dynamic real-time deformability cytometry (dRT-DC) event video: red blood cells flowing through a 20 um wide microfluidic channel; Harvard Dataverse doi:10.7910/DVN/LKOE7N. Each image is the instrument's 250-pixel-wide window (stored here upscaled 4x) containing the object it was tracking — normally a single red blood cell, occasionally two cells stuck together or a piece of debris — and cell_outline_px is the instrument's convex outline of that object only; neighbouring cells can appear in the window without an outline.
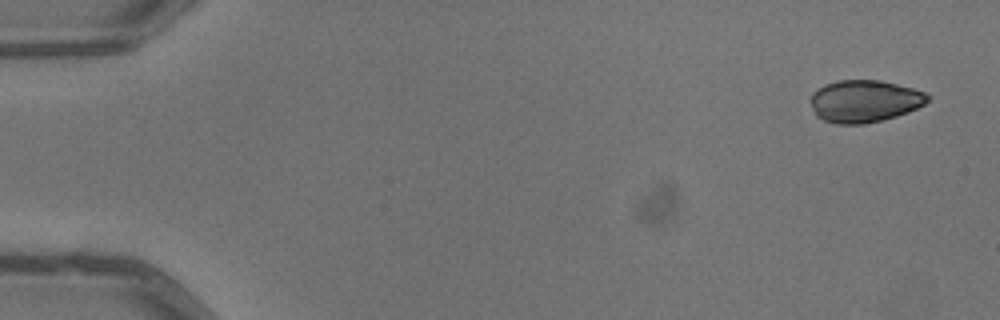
{"species": "common noctule bat (a hibernating species)", "species_latin": "Nyctalus noctula", "temperature_condition": "warm", "stored_images_in_passage": 4, "camera_frame_rate_fps": 3000, "um_per_image_px": 0.085, "animal": {"sex": "male", "body_mass_g": 13.3}, "frame": {"image": 1, "passage_image": 1, "time_ms": 0.0, "image_size_px": [1000, 320], "cell_outline_px": [[932, 96], [924, 104], [908, 112], [896, 116], [864, 124], [836, 124], [824, 120], [816, 116], [812, 108], [812, 92], [816, 88], [824, 84], [836, 80], [880, 80], [912, 88], [924, 92]], "centroid_in_image_um": [73.46, 8.59], "position_along_channel_um": 11.5, "area_um2": 28.84}}
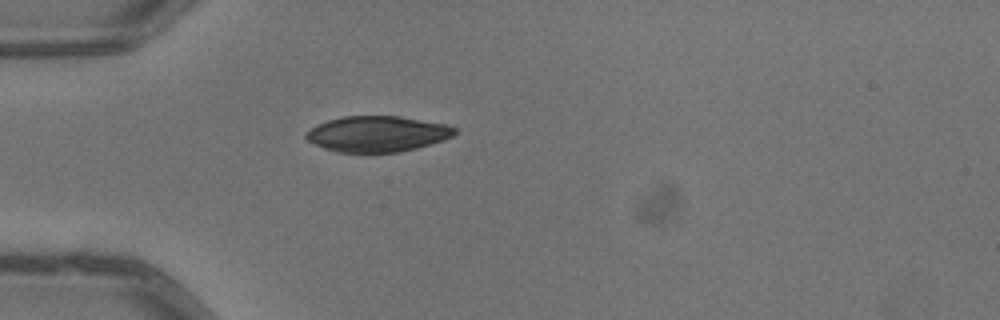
{"frame": {"image": 2, "passage_image": 4, "time_ms": 1.0, "image_size_px": [1000, 320], "cell_outline_px": [[456, 132], [452, 136], [444, 140], [416, 148], [400, 152], [336, 152], [324, 148], [308, 140], [304, 136], [304, 132], [316, 124], [328, 120], [344, 116], [400, 116], [444, 124], [456, 128]], "centroid_in_image_um": [32.04, 11.38], "position_along_channel_um": 53.0, "area_um2": 30.92}}